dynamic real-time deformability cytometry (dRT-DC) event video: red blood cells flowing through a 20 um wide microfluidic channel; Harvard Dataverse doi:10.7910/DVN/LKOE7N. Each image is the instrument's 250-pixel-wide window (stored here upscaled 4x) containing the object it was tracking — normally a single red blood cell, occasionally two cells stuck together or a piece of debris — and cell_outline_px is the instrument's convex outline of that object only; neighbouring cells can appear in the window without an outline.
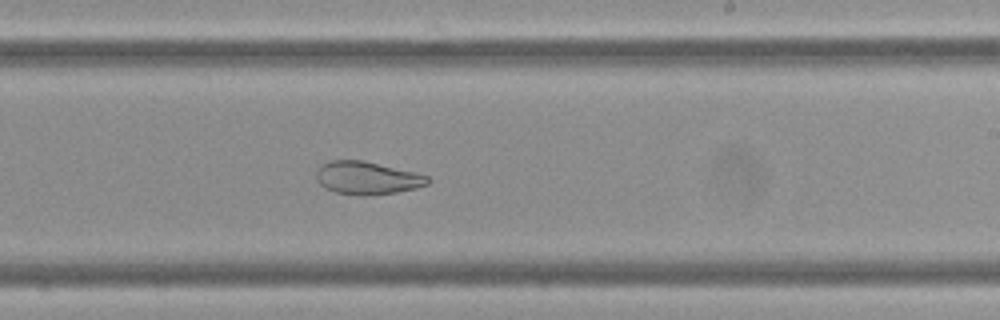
{"species": "Egyptian fruit bat (a non-hibernating species)", "species_latin": "Rousettus aegyptiacus", "temperature_condition": "cold", "stored_images_in_passage": 59, "camera_frame_rate_fps": 3000, "um_per_image_px": 0.085, "frame": {"image": 1, "passage_image": 36, "time_ms": 11.667, "image_size_px": [1000, 320], "cell_outline_px": [[432, 180], [428, 184], [416, 188], [396, 192], [368, 196], [360, 196], [336, 192], [324, 188], [316, 180], [316, 172], [320, 164], [328, 160], [364, 160], [428, 176]], "centroid_in_image_um": [31.16, 15.13], "position_along_channel_um": 257.8, "area_um2": 21.5}}
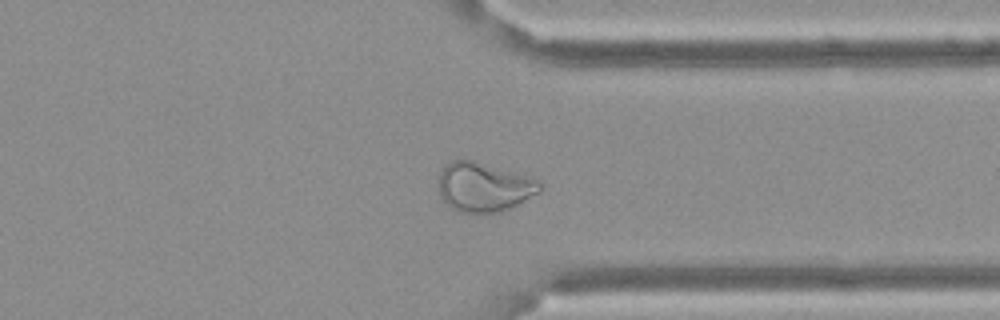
{"frame": {"image": 2, "passage_image": 46, "time_ms": 15.0, "image_size_px": [1000, 320], "cell_outline_px": [[544, 188], [540, 192], [500, 212], [456, 212], [440, 196], [440, 172], [452, 160], [472, 160], [528, 176], [540, 180], [544, 184]], "centroid_in_image_um": [41.17, 15.9], "position_along_channel_um": 370.2, "area_um2": 28.67}}
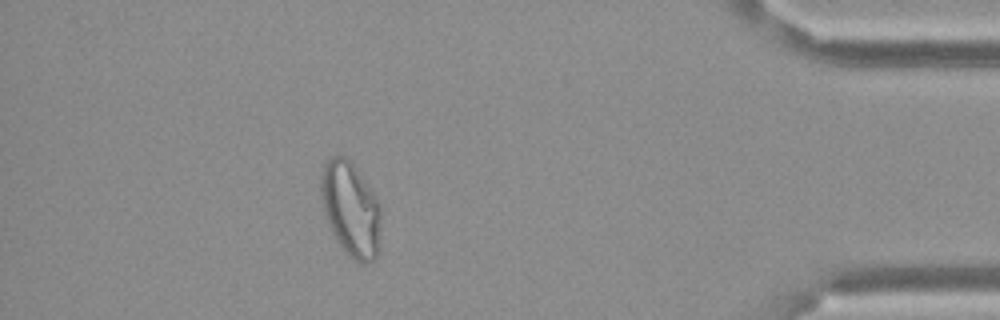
{"frame": {"image": 3, "passage_image": 53, "time_ms": 17.333, "image_size_px": [1000, 320], "cell_outline_px": [[380, 232], [376, 260], [368, 264], [360, 264], [352, 260], [348, 256], [332, 232], [328, 224], [320, 192], [320, 180], [324, 164], [328, 156], [344, 156], [352, 160], [380, 204]], "centroid_in_image_um": [29.82, 17.78], "position_along_channel_um": 405.4, "area_um2": 33.35}}